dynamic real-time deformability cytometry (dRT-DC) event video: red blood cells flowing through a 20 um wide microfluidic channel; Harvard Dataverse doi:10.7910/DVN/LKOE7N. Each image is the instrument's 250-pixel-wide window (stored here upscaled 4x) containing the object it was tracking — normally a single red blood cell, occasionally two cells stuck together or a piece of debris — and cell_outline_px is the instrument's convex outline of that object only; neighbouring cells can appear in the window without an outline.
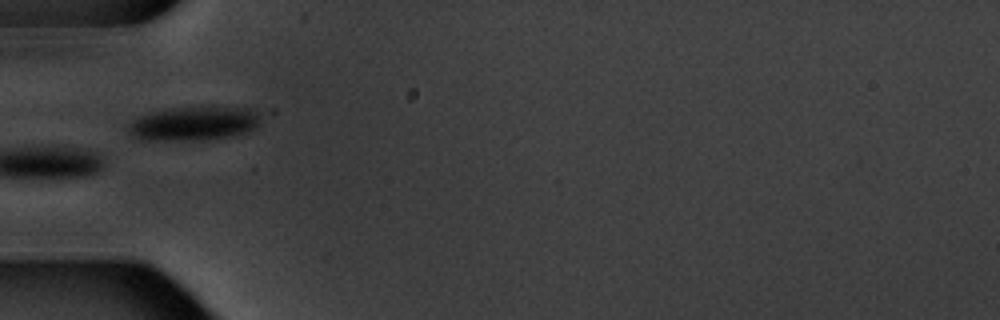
{"species": "common noctule bat (a hibernating species)", "species_latin": "Nyctalus noctula", "temperature_condition": "warm", "stored_images_in_passage": 9, "camera_frame_rate_fps": 3000, "um_per_image_px": 0.085, "animal": {"sex": "male", "body_mass_g": 20.1, "forearm_length_mm": 53.5}, "frame": {"image": 1, "passage_image": 6, "time_ms": 6.0, "image_size_px": [1000, 320], "cell_outline_px": [[276, 112], [252, 128], [244, 132], [232, 136], [200, 140], [140, 140], [128, 128], [128, 124], [132, 120], [140, 116], [156, 112], [176, 108], [216, 104], [276, 108]], "centroid_in_image_um": [16.89, 10.4], "position_along_channel_um": 68.1, "area_um2": 28.15}}